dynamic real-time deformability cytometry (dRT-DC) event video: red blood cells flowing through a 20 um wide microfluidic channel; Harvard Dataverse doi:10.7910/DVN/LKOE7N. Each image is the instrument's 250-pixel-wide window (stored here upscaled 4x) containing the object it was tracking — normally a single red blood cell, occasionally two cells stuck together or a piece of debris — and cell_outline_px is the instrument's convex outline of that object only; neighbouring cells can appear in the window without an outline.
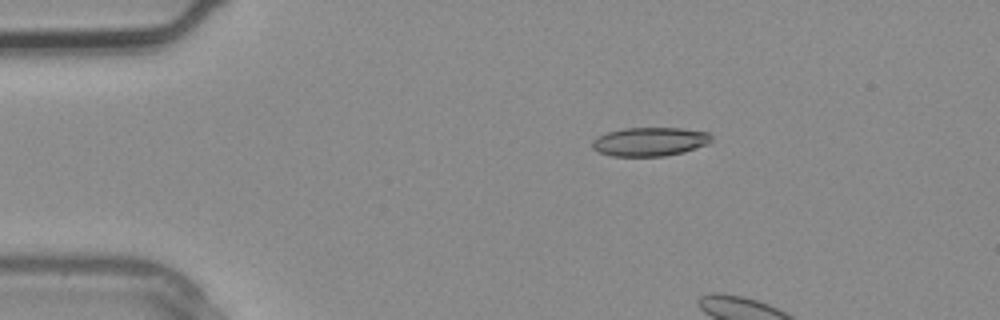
{"species": "common noctule bat (a hibernating species)", "species_latin": "Nyctalus noctula", "temperature_condition": "warm", "stored_images_in_passage": 3, "camera_frame_rate_fps": 3000, "um_per_image_px": 0.085, "animal": {"sex": "male", "body_mass_g": 20.4}, "frame": {"image": 1, "passage_image": 2, "time_ms": 0.333, "image_size_px": [1000, 320], "cell_outline_px": [[712, 140], [708, 144], [684, 152], [664, 156], [612, 156], [600, 152], [592, 148], [592, 140], [608, 132], [624, 128], [680, 128], [708, 132], [712, 136]], "centroid_in_image_um": [55.26, 12.04], "position_along_channel_um": 29.7, "area_um2": 19.94}}
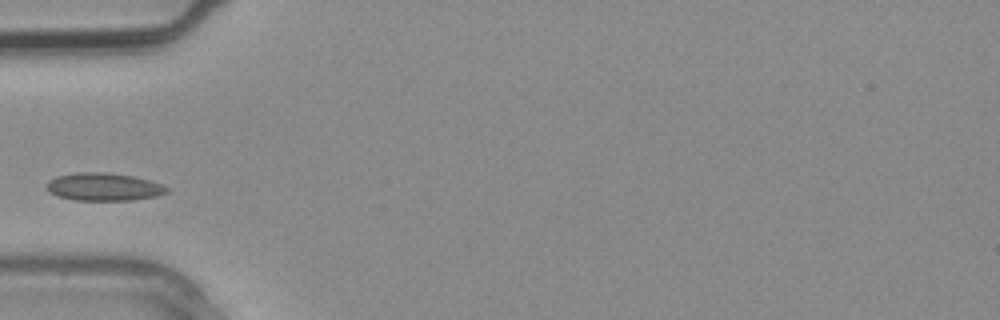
{"frame": {"image": 2, "passage_image": 3, "time_ms": 0.667, "image_size_px": [1000, 320], "cell_outline_px": [[168, 192], [156, 196], [132, 200], [76, 200], [56, 196], [48, 192], [44, 188], [48, 180], [56, 176], [76, 172], [108, 172], [132, 176], [148, 180], [160, 184], [168, 188]], "centroid_in_image_um": [8.74, 15.88], "position_along_channel_um": 76.3, "area_um2": 19.59}}